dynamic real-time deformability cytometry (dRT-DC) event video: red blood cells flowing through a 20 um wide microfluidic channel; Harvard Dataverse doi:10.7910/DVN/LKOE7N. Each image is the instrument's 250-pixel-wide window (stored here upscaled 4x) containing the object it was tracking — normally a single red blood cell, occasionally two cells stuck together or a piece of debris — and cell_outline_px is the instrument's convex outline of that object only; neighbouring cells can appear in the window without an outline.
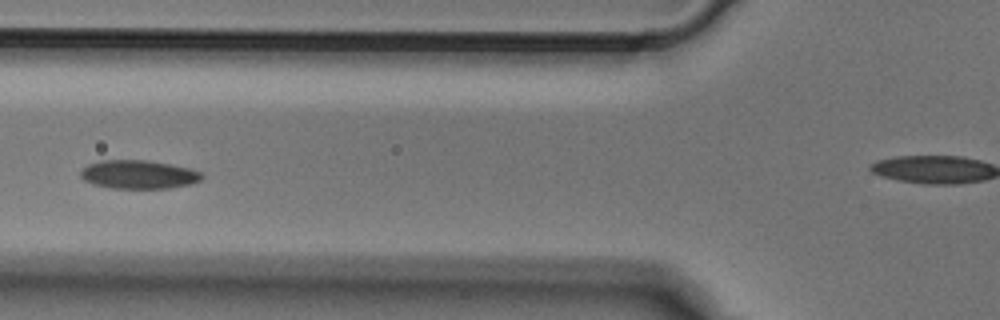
{"species": "Egyptian fruit bat (a non-hibernating species)", "species_latin": "Rousettus aegyptiacus", "temperature_condition": "cold", "stored_images_in_passage": 4, "camera_frame_rate_fps": 3000, "um_per_image_px": 0.085, "animal": {"sex": "male"}, "frame": {"image": 1, "passage_image": 4, "time_ms": 1.0, "image_size_px": [1000, 320], "cell_outline_px": [[204, 176], [200, 180], [192, 184], [168, 188], [112, 188], [92, 184], [84, 180], [80, 176], [80, 172], [88, 164], [100, 160], [148, 160], [188, 168], [200, 172]], "centroid_in_image_um": [11.76, 14.83], "position_along_channel_um": 114.0, "area_um2": 20.11}}